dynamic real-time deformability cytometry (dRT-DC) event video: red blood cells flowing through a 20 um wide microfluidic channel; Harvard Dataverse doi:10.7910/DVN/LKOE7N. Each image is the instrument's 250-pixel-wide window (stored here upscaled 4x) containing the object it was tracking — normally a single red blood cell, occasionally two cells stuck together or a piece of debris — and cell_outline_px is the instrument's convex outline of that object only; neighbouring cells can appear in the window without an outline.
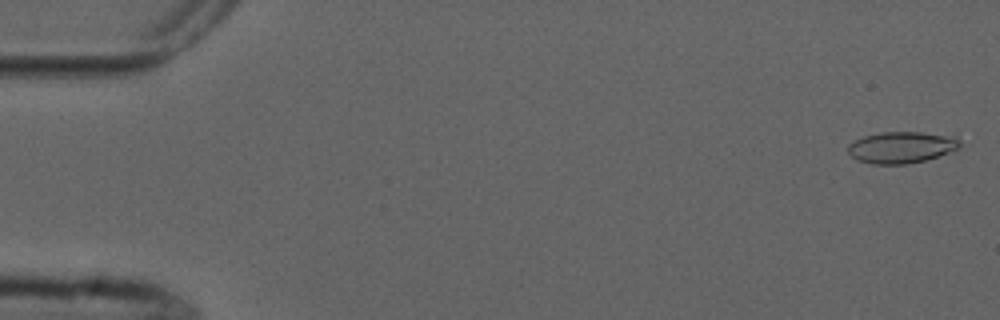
{"species": "common noctule bat (a hibernating species)", "species_latin": "Nyctalus noctula", "temperature_condition": "cold", "stored_images_in_passage": 5, "camera_frame_rate_fps": 3000, "um_per_image_px": 0.085, "animal": {"sex": "male", "forearm_length_mm": 52.5}, "frame": {"image": 1, "passage_image": 1, "time_ms": 0.0, "image_size_px": [1000, 320], "cell_outline_px": [[960, 148], [924, 160], [908, 164], [872, 164], [856, 160], [848, 152], [848, 144], [864, 136], [884, 132], [920, 132], [948, 136], [960, 140]], "centroid_in_image_um": [76.58, 12.53], "position_along_channel_um": 8.4, "area_um2": 20.23}}
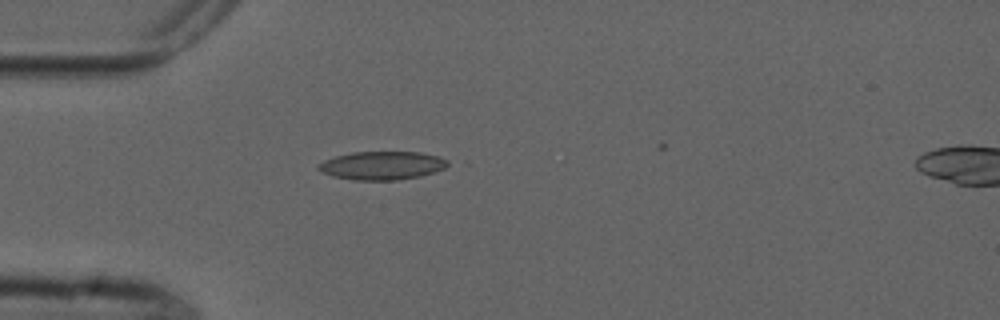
{"frame": {"image": 2, "passage_image": 5, "time_ms": 4.667, "image_size_px": [1000, 320], "cell_outline_px": [[452, 164], [444, 168], [420, 176], [396, 180], [352, 180], [332, 176], [320, 172], [316, 168], [316, 164], [324, 160], [336, 156], [352, 152], [420, 152], [436, 156], [448, 160]], "centroid_in_image_um": [32.43, 14.07], "position_along_channel_um": 52.6, "area_um2": 21.5}}